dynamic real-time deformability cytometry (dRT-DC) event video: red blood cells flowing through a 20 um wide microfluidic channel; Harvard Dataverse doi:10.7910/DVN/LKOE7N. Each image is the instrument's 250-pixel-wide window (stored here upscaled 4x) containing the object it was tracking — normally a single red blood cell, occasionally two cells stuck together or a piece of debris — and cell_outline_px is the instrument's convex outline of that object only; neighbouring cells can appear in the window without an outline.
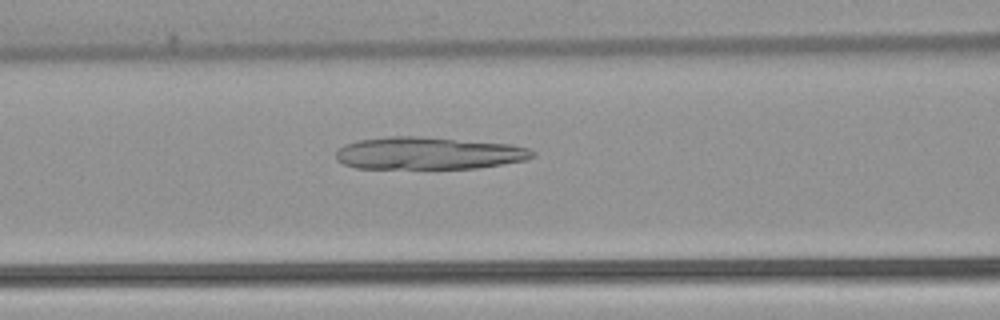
{"species": "common noctule bat (a hibernating species)", "species_latin": "Nyctalus noctula", "temperature_condition": "warm", "stored_images_in_passage": 52, "camera_frame_rate_fps": 3000, "um_per_image_px": 0.085, "animal": {"sex": "female", "body_mass_g": 22.7, "forearm_length_mm": 54.2}, "frame": {"image": 1, "passage_image": 22, "time_ms": 7.0, "image_size_px": [1000, 320], "cell_outline_px": [[536, 156], [528, 160], [476, 168], [356, 168], [344, 164], [336, 160], [336, 152], [344, 144], [360, 140], [392, 136], [416, 136], [512, 144], [528, 148], [536, 152]], "centroid_in_image_um": [36.46, 13.03], "position_along_channel_um": 130.1, "area_um2": 37.05}}
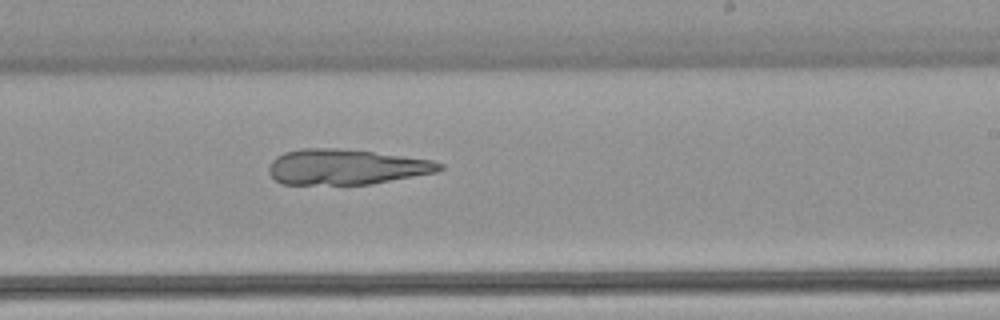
{"frame": {"image": 2, "passage_image": 32, "time_ms": 10.333, "image_size_px": [1000, 320], "cell_outline_px": [[444, 168], [436, 172], [372, 184], [280, 184], [268, 172], [268, 168], [272, 160], [276, 156], [284, 152], [304, 148], [336, 148], [372, 152], [432, 160], [444, 164]], "centroid_in_image_um": [29.39, 14.19], "position_along_channel_um": 259.6, "area_um2": 35.08}}
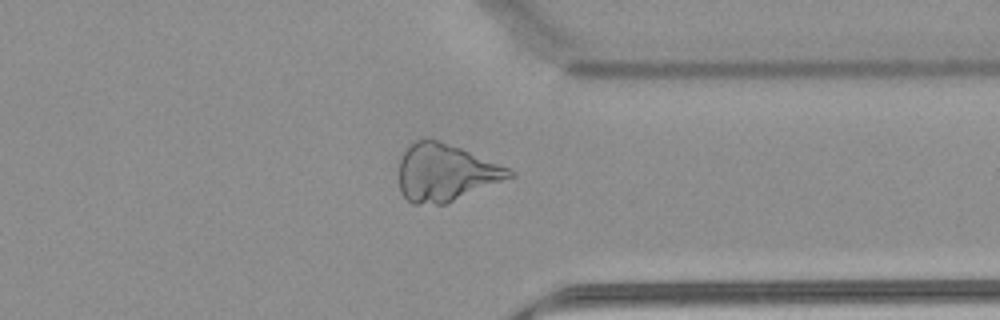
{"frame": {"image": 3, "passage_image": 41, "time_ms": 13.333, "image_size_px": [1000, 320], "cell_outline_px": [[516, 176], [448, 204], [412, 204], [400, 192], [400, 156], [416, 140], [424, 136], [460, 148], [508, 168], [516, 172]], "centroid_in_image_um": [37.88, 14.69], "position_along_channel_um": 373.5, "area_um2": 36.93}}